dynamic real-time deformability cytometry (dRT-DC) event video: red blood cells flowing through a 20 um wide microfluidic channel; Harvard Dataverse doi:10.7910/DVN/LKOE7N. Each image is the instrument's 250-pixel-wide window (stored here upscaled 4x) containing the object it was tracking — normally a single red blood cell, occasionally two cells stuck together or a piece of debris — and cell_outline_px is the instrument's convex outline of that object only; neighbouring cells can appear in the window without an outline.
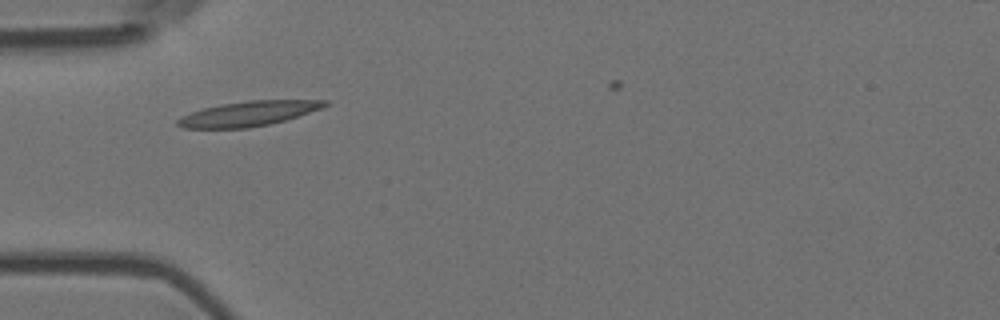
{"species": "Egyptian fruit bat (a non-hibernating species)", "species_latin": "Rousettus aegyptiacus", "temperature_condition": "room temperature", "stored_images_in_passage": 4, "camera_frame_rate_fps": 3000, "um_per_image_px": 0.085, "animal": {"sex": "female"}, "frame": {"image": 1, "passage_image": 3, "time_ms": 0.667, "image_size_px": [1000, 320], "cell_outline_px": [[332, 104], [324, 108], [284, 120], [268, 124], [248, 128], [184, 128], [176, 124], [176, 120], [180, 116], [204, 108], [220, 104], [248, 100], [328, 100]], "centroid_in_image_um": [21.15, 9.65], "position_along_channel_um": 63.9, "area_um2": 21.39}}
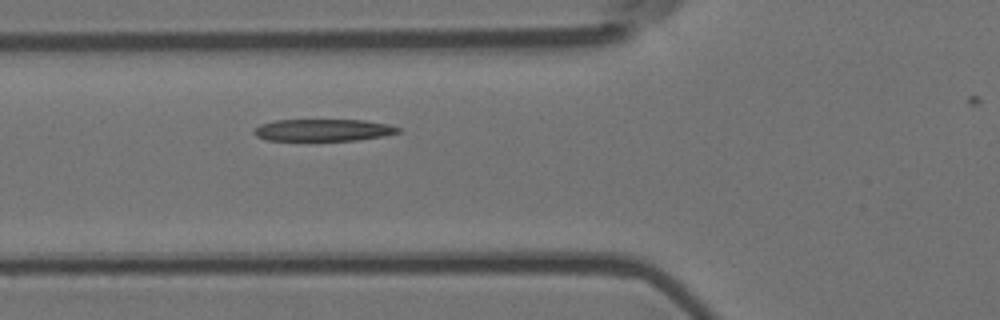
{"frame": {"image": 2, "passage_image": 4, "time_ms": 1.0, "image_size_px": [1000, 320], "cell_outline_px": [[400, 132], [380, 136], [356, 140], [268, 140], [256, 136], [252, 132], [260, 124], [276, 120], [364, 120], [388, 124], [400, 128]], "centroid_in_image_um": [27.45, 11.05], "position_along_channel_um": 98.4, "area_um2": 18.26}}